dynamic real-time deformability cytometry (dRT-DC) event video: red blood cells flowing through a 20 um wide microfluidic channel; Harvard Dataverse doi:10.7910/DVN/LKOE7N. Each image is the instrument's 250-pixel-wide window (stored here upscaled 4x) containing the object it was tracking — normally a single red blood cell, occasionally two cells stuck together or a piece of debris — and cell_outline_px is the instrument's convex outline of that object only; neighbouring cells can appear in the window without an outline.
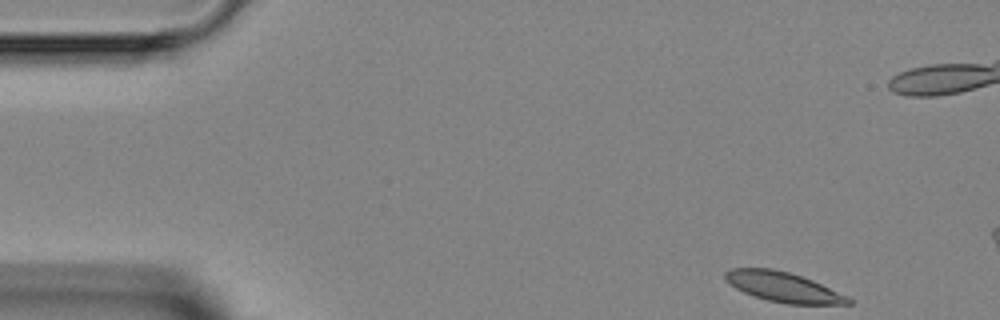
{"species": "Egyptian fruit bat (a non-hibernating species)", "species_latin": "Rousettus aegyptiacus", "temperature_condition": "room temperature", "stored_images_in_passage": 4, "camera_frame_rate_fps": 3000, "um_per_image_px": 0.085, "animal": {"sex": "female"}, "frame": {"image": 1, "passage_image": 1, "time_ms": 0.0, "image_size_px": [1000, 320], "cell_outline_px": [[852, 304], [788, 304], [768, 300], [744, 292], [736, 288], [724, 280], [724, 272], [728, 268], [772, 268], [788, 272], [812, 280], [848, 296], [852, 300]], "centroid_in_image_um": [66.55, 24.39], "position_along_channel_um": 18.5, "area_um2": 21.33}}